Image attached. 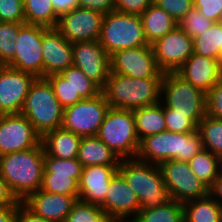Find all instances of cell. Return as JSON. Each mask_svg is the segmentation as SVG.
Segmentation results:
<instances>
[{"instance_id":"cell-1","label":"cell","mask_w":222,"mask_h":222,"mask_svg":"<svg viewBox=\"0 0 222 222\" xmlns=\"http://www.w3.org/2000/svg\"><path fill=\"white\" fill-rule=\"evenodd\" d=\"M44 148L40 142L31 149L0 157V175L19 201L38 191L44 171Z\"/></svg>"},{"instance_id":"cell-2","label":"cell","mask_w":222,"mask_h":222,"mask_svg":"<svg viewBox=\"0 0 222 222\" xmlns=\"http://www.w3.org/2000/svg\"><path fill=\"white\" fill-rule=\"evenodd\" d=\"M162 80L110 72L101 93L111 108L134 110L161 102Z\"/></svg>"},{"instance_id":"cell-3","label":"cell","mask_w":222,"mask_h":222,"mask_svg":"<svg viewBox=\"0 0 222 222\" xmlns=\"http://www.w3.org/2000/svg\"><path fill=\"white\" fill-rule=\"evenodd\" d=\"M203 148L198 130L192 133L164 131L141 139L136 159L157 165L167 160L188 162Z\"/></svg>"},{"instance_id":"cell-4","label":"cell","mask_w":222,"mask_h":222,"mask_svg":"<svg viewBox=\"0 0 222 222\" xmlns=\"http://www.w3.org/2000/svg\"><path fill=\"white\" fill-rule=\"evenodd\" d=\"M118 172L137 195L140 209L160 207L171 200L159 165L136 158L122 159Z\"/></svg>"},{"instance_id":"cell-5","label":"cell","mask_w":222,"mask_h":222,"mask_svg":"<svg viewBox=\"0 0 222 222\" xmlns=\"http://www.w3.org/2000/svg\"><path fill=\"white\" fill-rule=\"evenodd\" d=\"M64 108L56 98L46 78H36L32 83L21 113L31 122L42 137L62 126Z\"/></svg>"},{"instance_id":"cell-6","label":"cell","mask_w":222,"mask_h":222,"mask_svg":"<svg viewBox=\"0 0 222 222\" xmlns=\"http://www.w3.org/2000/svg\"><path fill=\"white\" fill-rule=\"evenodd\" d=\"M161 103L173 109V114L188 115L196 126L206 116V94L177 72L164 73Z\"/></svg>"},{"instance_id":"cell-7","label":"cell","mask_w":222,"mask_h":222,"mask_svg":"<svg viewBox=\"0 0 222 222\" xmlns=\"http://www.w3.org/2000/svg\"><path fill=\"white\" fill-rule=\"evenodd\" d=\"M98 41L109 55L122 49L149 45L140 15L121 13L116 10L103 16Z\"/></svg>"},{"instance_id":"cell-8","label":"cell","mask_w":222,"mask_h":222,"mask_svg":"<svg viewBox=\"0 0 222 222\" xmlns=\"http://www.w3.org/2000/svg\"><path fill=\"white\" fill-rule=\"evenodd\" d=\"M97 136L120 160L136 158L140 140L133 110L110 107Z\"/></svg>"},{"instance_id":"cell-9","label":"cell","mask_w":222,"mask_h":222,"mask_svg":"<svg viewBox=\"0 0 222 222\" xmlns=\"http://www.w3.org/2000/svg\"><path fill=\"white\" fill-rule=\"evenodd\" d=\"M109 108L110 105L102 93L83 99L64 108L61 127L80 137L97 136Z\"/></svg>"},{"instance_id":"cell-10","label":"cell","mask_w":222,"mask_h":222,"mask_svg":"<svg viewBox=\"0 0 222 222\" xmlns=\"http://www.w3.org/2000/svg\"><path fill=\"white\" fill-rule=\"evenodd\" d=\"M83 166L78 158L61 159L44 154V171L40 190L73 196L79 200V181Z\"/></svg>"},{"instance_id":"cell-11","label":"cell","mask_w":222,"mask_h":222,"mask_svg":"<svg viewBox=\"0 0 222 222\" xmlns=\"http://www.w3.org/2000/svg\"><path fill=\"white\" fill-rule=\"evenodd\" d=\"M45 26L24 23L16 38L15 57L7 66L43 78L42 41Z\"/></svg>"},{"instance_id":"cell-12","label":"cell","mask_w":222,"mask_h":222,"mask_svg":"<svg viewBox=\"0 0 222 222\" xmlns=\"http://www.w3.org/2000/svg\"><path fill=\"white\" fill-rule=\"evenodd\" d=\"M170 198L180 203L202 198L208 188L197 178L188 162L167 160L159 164Z\"/></svg>"},{"instance_id":"cell-13","label":"cell","mask_w":222,"mask_h":222,"mask_svg":"<svg viewBox=\"0 0 222 222\" xmlns=\"http://www.w3.org/2000/svg\"><path fill=\"white\" fill-rule=\"evenodd\" d=\"M158 68L177 72L194 53L193 38L179 26L151 44Z\"/></svg>"},{"instance_id":"cell-14","label":"cell","mask_w":222,"mask_h":222,"mask_svg":"<svg viewBox=\"0 0 222 222\" xmlns=\"http://www.w3.org/2000/svg\"><path fill=\"white\" fill-rule=\"evenodd\" d=\"M110 72L133 78H163L151 45L122 49L110 55Z\"/></svg>"},{"instance_id":"cell-15","label":"cell","mask_w":222,"mask_h":222,"mask_svg":"<svg viewBox=\"0 0 222 222\" xmlns=\"http://www.w3.org/2000/svg\"><path fill=\"white\" fill-rule=\"evenodd\" d=\"M41 136L22 114L0 115V157L36 147Z\"/></svg>"},{"instance_id":"cell-16","label":"cell","mask_w":222,"mask_h":222,"mask_svg":"<svg viewBox=\"0 0 222 222\" xmlns=\"http://www.w3.org/2000/svg\"><path fill=\"white\" fill-rule=\"evenodd\" d=\"M103 16L77 7L59 17L56 29L70 43L99 40Z\"/></svg>"},{"instance_id":"cell-17","label":"cell","mask_w":222,"mask_h":222,"mask_svg":"<svg viewBox=\"0 0 222 222\" xmlns=\"http://www.w3.org/2000/svg\"><path fill=\"white\" fill-rule=\"evenodd\" d=\"M36 77L3 65L0 69V115L21 113Z\"/></svg>"},{"instance_id":"cell-18","label":"cell","mask_w":222,"mask_h":222,"mask_svg":"<svg viewBox=\"0 0 222 222\" xmlns=\"http://www.w3.org/2000/svg\"><path fill=\"white\" fill-rule=\"evenodd\" d=\"M72 50L73 66L102 89L110 73V55L98 40L74 42Z\"/></svg>"},{"instance_id":"cell-19","label":"cell","mask_w":222,"mask_h":222,"mask_svg":"<svg viewBox=\"0 0 222 222\" xmlns=\"http://www.w3.org/2000/svg\"><path fill=\"white\" fill-rule=\"evenodd\" d=\"M99 206L117 220H133L140 210L137 195L119 172L110 180L106 197Z\"/></svg>"},{"instance_id":"cell-20","label":"cell","mask_w":222,"mask_h":222,"mask_svg":"<svg viewBox=\"0 0 222 222\" xmlns=\"http://www.w3.org/2000/svg\"><path fill=\"white\" fill-rule=\"evenodd\" d=\"M43 78L58 74L73 66L72 43L68 42L56 28L43 32Z\"/></svg>"},{"instance_id":"cell-21","label":"cell","mask_w":222,"mask_h":222,"mask_svg":"<svg viewBox=\"0 0 222 222\" xmlns=\"http://www.w3.org/2000/svg\"><path fill=\"white\" fill-rule=\"evenodd\" d=\"M119 165H93L83 167L79 181V200L100 205L109 188L110 180L118 172Z\"/></svg>"},{"instance_id":"cell-22","label":"cell","mask_w":222,"mask_h":222,"mask_svg":"<svg viewBox=\"0 0 222 222\" xmlns=\"http://www.w3.org/2000/svg\"><path fill=\"white\" fill-rule=\"evenodd\" d=\"M76 201L73 196L48 193L39 189L28 195L22 202L45 220L65 222Z\"/></svg>"},{"instance_id":"cell-23","label":"cell","mask_w":222,"mask_h":222,"mask_svg":"<svg viewBox=\"0 0 222 222\" xmlns=\"http://www.w3.org/2000/svg\"><path fill=\"white\" fill-rule=\"evenodd\" d=\"M177 73L205 94L222 76V70L217 60L195 53L192 54Z\"/></svg>"},{"instance_id":"cell-24","label":"cell","mask_w":222,"mask_h":222,"mask_svg":"<svg viewBox=\"0 0 222 222\" xmlns=\"http://www.w3.org/2000/svg\"><path fill=\"white\" fill-rule=\"evenodd\" d=\"M82 137L62 127L51 130L41 137L44 152L61 159L77 158Z\"/></svg>"},{"instance_id":"cell-25","label":"cell","mask_w":222,"mask_h":222,"mask_svg":"<svg viewBox=\"0 0 222 222\" xmlns=\"http://www.w3.org/2000/svg\"><path fill=\"white\" fill-rule=\"evenodd\" d=\"M77 158L83 167L120 163L118 156L98 136L82 137Z\"/></svg>"},{"instance_id":"cell-26","label":"cell","mask_w":222,"mask_h":222,"mask_svg":"<svg viewBox=\"0 0 222 222\" xmlns=\"http://www.w3.org/2000/svg\"><path fill=\"white\" fill-rule=\"evenodd\" d=\"M140 17L144 34L149 45L178 26V23L155 3H152Z\"/></svg>"},{"instance_id":"cell-27","label":"cell","mask_w":222,"mask_h":222,"mask_svg":"<svg viewBox=\"0 0 222 222\" xmlns=\"http://www.w3.org/2000/svg\"><path fill=\"white\" fill-rule=\"evenodd\" d=\"M135 117L136 133L139 140L152 136L166 129L164 105L159 102L133 110Z\"/></svg>"},{"instance_id":"cell-28","label":"cell","mask_w":222,"mask_h":222,"mask_svg":"<svg viewBox=\"0 0 222 222\" xmlns=\"http://www.w3.org/2000/svg\"><path fill=\"white\" fill-rule=\"evenodd\" d=\"M184 222H222V207L209 194L183 203Z\"/></svg>"},{"instance_id":"cell-29","label":"cell","mask_w":222,"mask_h":222,"mask_svg":"<svg viewBox=\"0 0 222 222\" xmlns=\"http://www.w3.org/2000/svg\"><path fill=\"white\" fill-rule=\"evenodd\" d=\"M188 164L193 173L208 189L222 170V159L205 148L189 160Z\"/></svg>"},{"instance_id":"cell-30","label":"cell","mask_w":222,"mask_h":222,"mask_svg":"<svg viewBox=\"0 0 222 222\" xmlns=\"http://www.w3.org/2000/svg\"><path fill=\"white\" fill-rule=\"evenodd\" d=\"M25 23L56 28L59 17L52 0H24Z\"/></svg>"},{"instance_id":"cell-31","label":"cell","mask_w":222,"mask_h":222,"mask_svg":"<svg viewBox=\"0 0 222 222\" xmlns=\"http://www.w3.org/2000/svg\"><path fill=\"white\" fill-rule=\"evenodd\" d=\"M134 222H184L183 203L171 199L156 208L140 209Z\"/></svg>"},{"instance_id":"cell-32","label":"cell","mask_w":222,"mask_h":222,"mask_svg":"<svg viewBox=\"0 0 222 222\" xmlns=\"http://www.w3.org/2000/svg\"><path fill=\"white\" fill-rule=\"evenodd\" d=\"M193 45L195 54L218 60L222 49V24L214 22L206 32L193 38Z\"/></svg>"},{"instance_id":"cell-33","label":"cell","mask_w":222,"mask_h":222,"mask_svg":"<svg viewBox=\"0 0 222 222\" xmlns=\"http://www.w3.org/2000/svg\"><path fill=\"white\" fill-rule=\"evenodd\" d=\"M197 130L203 147L222 159V119L206 115L198 124Z\"/></svg>"},{"instance_id":"cell-34","label":"cell","mask_w":222,"mask_h":222,"mask_svg":"<svg viewBox=\"0 0 222 222\" xmlns=\"http://www.w3.org/2000/svg\"><path fill=\"white\" fill-rule=\"evenodd\" d=\"M82 99H90L101 93V88L90 80L79 68L71 66L60 73Z\"/></svg>"},{"instance_id":"cell-35","label":"cell","mask_w":222,"mask_h":222,"mask_svg":"<svg viewBox=\"0 0 222 222\" xmlns=\"http://www.w3.org/2000/svg\"><path fill=\"white\" fill-rule=\"evenodd\" d=\"M24 23L0 22V64L7 65L16 54V38Z\"/></svg>"},{"instance_id":"cell-36","label":"cell","mask_w":222,"mask_h":222,"mask_svg":"<svg viewBox=\"0 0 222 222\" xmlns=\"http://www.w3.org/2000/svg\"><path fill=\"white\" fill-rule=\"evenodd\" d=\"M51 84L54 94L63 108L83 100L73 87L60 73L45 77Z\"/></svg>"},{"instance_id":"cell-37","label":"cell","mask_w":222,"mask_h":222,"mask_svg":"<svg viewBox=\"0 0 222 222\" xmlns=\"http://www.w3.org/2000/svg\"><path fill=\"white\" fill-rule=\"evenodd\" d=\"M213 21L202 15L196 8L192 7L178 26L191 38L202 35L212 25Z\"/></svg>"},{"instance_id":"cell-38","label":"cell","mask_w":222,"mask_h":222,"mask_svg":"<svg viewBox=\"0 0 222 222\" xmlns=\"http://www.w3.org/2000/svg\"><path fill=\"white\" fill-rule=\"evenodd\" d=\"M103 213L104 211L99 205L77 200L65 222H95Z\"/></svg>"},{"instance_id":"cell-39","label":"cell","mask_w":222,"mask_h":222,"mask_svg":"<svg viewBox=\"0 0 222 222\" xmlns=\"http://www.w3.org/2000/svg\"><path fill=\"white\" fill-rule=\"evenodd\" d=\"M164 117L167 131L173 133H192L197 126L188 118V115L173 114V109L164 106Z\"/></svg>"},{"instance_id":"cell-40","label":"cell","mask_w":222,"mask_h":222,"mask_svg":"<svg viewBox=\"0 0 222 222\" xmlns=\"http://www.w3.org/2000/svg\"><path fill=\"white\" fill-rule=\"evenodd\" d=\"M0 22L25 23L24 0H0Z\"/></svg>"},{"instance_id":"cell-41","label":"cell","mask_w":222,"mask_h":222,"mask_svg":"<svg viewBox=\"0 0 222 222\" xmlns=\"http://www.w3.org/2000/svg\"><path fill=\"white\" fill-rule=\"evenodd\" d=\"M153 3L163 9L177 23H179L193 7V0H153Z\"/></svg>"},{"instance_id":"cell-42","label":"cell","mask_w":222,"mask_h":222,"mask_svg":"<svg viewBox=\"0 0 222 222\" xmlns=\"http://www.w3.org/2000/svg\"><path fill=\"white\" fill-rule=\"evenodd\" d=\"M206 115L222 119V76L206 93Z\"/></svg>"},{"instance_id":"cell-43","label":"cell","mask_w":222,"mask_h":222,"mask_svg":"<svg viewBox=\"0 0 222 222\" xmlns=\"http://www.w3.org/2000/svg\"><path fill=\"white\" fill-rule=\"evenodd\" d=\"M193 7L213 22H218L222 0H193Z\"/></svg>"},{"instance_id":"cell-44","label":"cell","mask_w":222,"mask_h":222,"mask_svg":"<svg viewBox=\"0 0 222 222\" xmlns=\"http://www.w3.org/2000/svg\"><path fill=\"white\" fill-rule=\"evenodd\" d=\"M153 3V0H115L114 10L127 13L141 15Z\"/></svg>"},{"instance_id":"cell-45","label":"cell","mask_w":222,"mask_h":222,"mask_svg":"<svg viewBox=\"0 0 222 222\" xmlns=\"http://www.w3.org/2000/svg\"><path fill=\"white\" fill-rule=\"evenodd\" d=\"M78 7L94 10L106 15L108 12L114 10L115 0H79Z\"/></svg>"},{"instance_id":"cell-46","label":"cell","mask_w":222,"mask_h":222,"mask_svg":"<svg viewBox=\"0 0 222 222\" xmlns=\"http://www.w3.org/2000/svg\"><path fill=\"white\" fill-rule=\"evenodd\" d=\"M16 222H51L30 210L22 201L16 206Z\"/></svg>"},{"instance_id":"cell-47","label":"cell","mask_w":222,"mask_h":222,"mask_svg":"<svg viewBox=\"0 0 222 222\" xmlns=\"http://www.w3.org/2000/svg\"><path fill=\"white\" fill-rule=\"evenodd\" d=\"M20 201L0 175V207H16Z\"/></svg>"},{"instance_id":"cell-48","label":"cell","mask_w":222,"mask_h":222,"mask_svg":"<svg viewBox=\"0 0 222 222\" xmlns=\"http://www.w3.org/2000/svg\"><path fill=\"white\" fill-rule=\"evenodd\" d=\"M78 4L79 0H52V5L58 17L77 8Z\"/></svg>"},{"instance_id":"cell-49","label":"cell","mask_w":222,"mask_h":222,"mask_svg":"<svg viewBox=\"0 0 222 222\" xmlns=\"http://www.w3.org/2000/svg\"><path fill=\"white\" fill-rule=\"evenodd\" d=\"M208 194L222 207V170L208 189Z\"/></svg>"},{"instance_id":"cell-50","label":"cell","mask_w":222,"mask_h":222,"mask_svg":"<svg viewBox=\"0 0 222 222\" xmlns=\"http://www.w3.org/2000/svg\"><path fill=\"white\" fill-rule=\"evenodd\" d=\"M0 222H16V207H0Z\"/></svg>"},{"instance_id":"cell-51","label":"cell","mask_w":222,"mask_h":222,"mask_svg":"<svg viewBox=\"0 0 222 222\" xmlns=\"http://www.w3.org/2000/svg\"><path fill=\"white\" fill-rule=\"evenodd\" d=\"M117 219L107 213H103L95 222H116Z\"/></svg>"},{"instance_id":"cell-52","label":"cell","mask_w":222,"mask_h":222,"mask_svg":"<svg viewBox=\"0 0 222 222\" xmlns=\"http://www.w3.org/2000/svg\"><path fill=\"white\" fill-rule=\"evenodd\" d=\"M218 63H219V66H220V68H221V70H222V49H221V51H220V54H219V57H218Z\"/></svg>"},{"instance_id":"cell-53","label":"cell","mask_w":222,"mask_h":222,"mask_svg":"<svg viewBox=\"0 0 222 222\" xmlns=\"http://www.w3.org/2000/svg\"><path fill=\"white\" fill-rule=\"evenodd\" d=\"M218 22L222 24V10H221V13H220V15H219Z\"/></svg>"},{"instance_id":"cell-54","label":"cell","mask_w":222,"mask_h":222,"mask_svg":"<svg viewBox=\"0 0 222 222\" xmlns=\"http://www.w3.org/2000/svg\"><path fill=\"white\" fill-rule=\"evenodd\" d=\"M116 222H134L133 220H117Z\"/></svg>"}]
</instances>
